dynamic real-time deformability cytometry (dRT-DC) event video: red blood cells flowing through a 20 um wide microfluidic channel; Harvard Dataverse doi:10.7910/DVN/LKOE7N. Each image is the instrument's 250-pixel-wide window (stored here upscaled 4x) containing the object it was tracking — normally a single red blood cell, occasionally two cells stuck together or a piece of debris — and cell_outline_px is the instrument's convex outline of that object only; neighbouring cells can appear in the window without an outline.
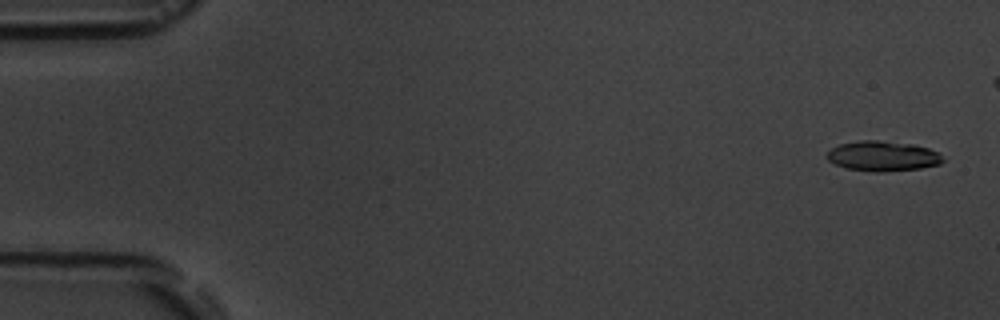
{"species": "common noctule bat (a hibernating species)", "species_latin": "Nyctalus noctula", "temperature_condition": "room temperature", "stored_images_in_passage": 4, "camera_frame_rate_fps": 3000, "um_per_image_px": 0.085, "animal": {"sex": "male", "body_mass_g": 19.5, "forearm_length_mm": 54.6}, "frame": {"image": 1, "passage_image": 1, "time_ms": 0.0, "image_size_px": [1000, 320], "cell_outline_px": [[944, 160], [940, 164], [920, 168], [880, 172], [876, 172], [844, 168], [828, 160], [828, 152], [832, 148], [840, 144], [860, 140], [876, 140], [912, 144], [928, 148], [936, 152]], "centroid_in_image_um": [75.02, 13.27], "position_along_channel_um": 10.0, "area_um2": 20.06}}